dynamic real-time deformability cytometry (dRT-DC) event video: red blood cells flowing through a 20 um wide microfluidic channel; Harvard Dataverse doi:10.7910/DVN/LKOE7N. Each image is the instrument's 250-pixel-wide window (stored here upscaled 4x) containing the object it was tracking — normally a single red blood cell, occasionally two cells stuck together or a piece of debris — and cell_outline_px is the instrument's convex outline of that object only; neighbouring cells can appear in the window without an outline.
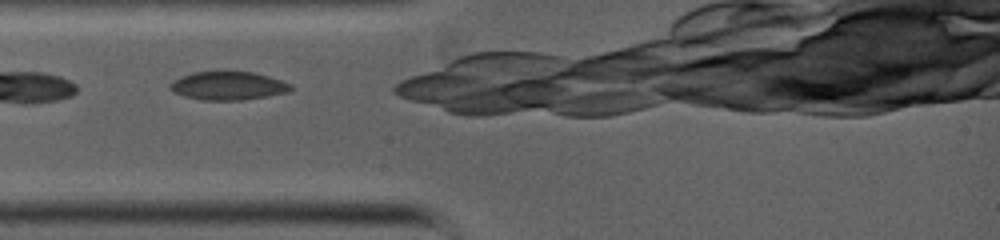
{"species": "common noctule bat (a hibernating species)", "species_latin": "Nyctalus noctula", "temperature_condition": "warm", "stored_images_in_passage": 18, "camera_frame_rate_fps": 5000, "um_per_image_px": 0.085, "animal": {"sex": "female", "body_mass_g": 19.0, "forearm_length_mm": 53.3}, "frame": {"image": 1, "passage_image": 2, "time_ms": 0.4, "image_size_px": [1000, 240], "cell_outline_px": [[292, 88], [288, 92], [240, 100], [200, 100], [184, 96], [172, 92], [168, 88], [168, 84], [180, 76], [192, 72], [224, 68], [252, 72], [268, 76], [292, 84]], "centroid_in_image_um": [19.3, 7.24], "position_along_channel_um": 65.7, "area_um2": 20.75}}